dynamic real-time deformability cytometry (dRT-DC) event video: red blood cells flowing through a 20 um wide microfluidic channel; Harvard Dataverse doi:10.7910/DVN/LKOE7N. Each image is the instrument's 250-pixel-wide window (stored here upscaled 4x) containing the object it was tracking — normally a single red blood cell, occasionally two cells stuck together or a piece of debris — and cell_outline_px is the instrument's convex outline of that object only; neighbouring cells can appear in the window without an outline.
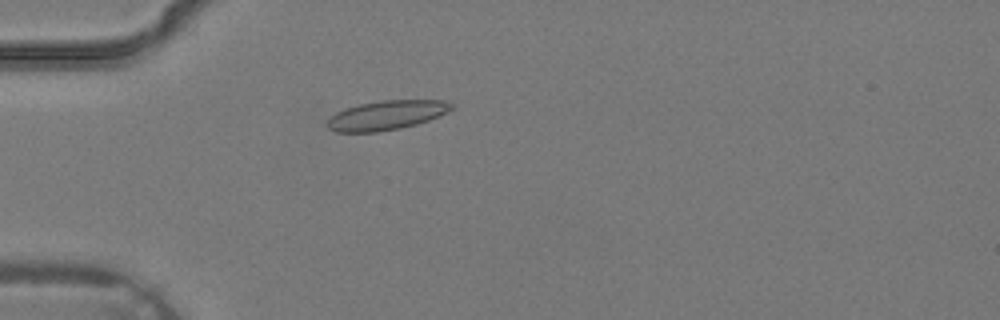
{"species": "common noctule bat (a hibernating species)", "species_latin": "Nyctalus noctula", "temperature_condition": "warm", "stored_images_in_passage": 3, "camera_frame_rate_fps": 3000, "um_per_image_px": 0.085, "animal": {"sex": "male", "body_mass_g": 19.2, "forearm_length_mm": 51.8}, "frame": {"image": 1, "passage_image": 3, "time_ms": 0.667, "image_size_px": [1000, 320], "cell_outline_px": [[456, 108], [440, 116], [416, 124], [400, 128], [380, 132], [336, 132], [328, 128], [324, 124], [336, 112], [344, 108], [360, 104], [380, 100], [448, 100], [456, 104]], "centroid_in_image_um": [32.9, 9.78], "position_along_channel_um": 52.1, "area_um2": 21.62}}